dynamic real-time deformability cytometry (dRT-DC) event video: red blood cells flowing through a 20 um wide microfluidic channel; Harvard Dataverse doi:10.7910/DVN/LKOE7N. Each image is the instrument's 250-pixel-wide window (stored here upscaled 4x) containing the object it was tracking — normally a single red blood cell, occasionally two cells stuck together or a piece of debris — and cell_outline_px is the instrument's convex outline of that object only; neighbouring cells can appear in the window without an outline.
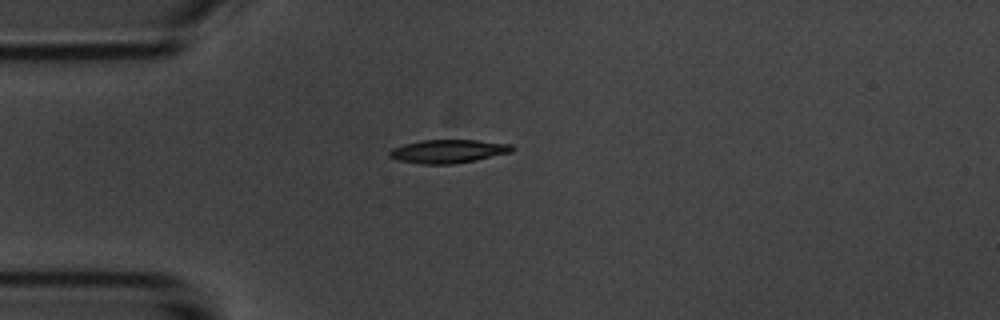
{"species": "common noctule bat (a hibernating species)", "species_latin": "Nyctalus noctula", "temperature_condition": "room temperature", "stored_images_in_passage": 1, "camera_frame_rate_fps": 3000, "um_per_image_px": 0.085, "animal": {"sex": "male", "body_mass_g": 20.1, "forearm_length_mm": 53.5}, "frame": {"image": 1, "passage_image": 1, "time_ms": 0.0, "image_size_px": [1000, 320], "cell_outline_px": [[516, 148], [512, 152], [476, 160], [452, 164], [420, 164], [396, 160], [388, 156], [388, 152], [392, 148], [404, 144], [424, 140], [476, 140], [512, 144]], "centroid_in_image_um": [38.1, 12.86], "position_along_channel_um": 46.9, "area_um2": 16.88}}